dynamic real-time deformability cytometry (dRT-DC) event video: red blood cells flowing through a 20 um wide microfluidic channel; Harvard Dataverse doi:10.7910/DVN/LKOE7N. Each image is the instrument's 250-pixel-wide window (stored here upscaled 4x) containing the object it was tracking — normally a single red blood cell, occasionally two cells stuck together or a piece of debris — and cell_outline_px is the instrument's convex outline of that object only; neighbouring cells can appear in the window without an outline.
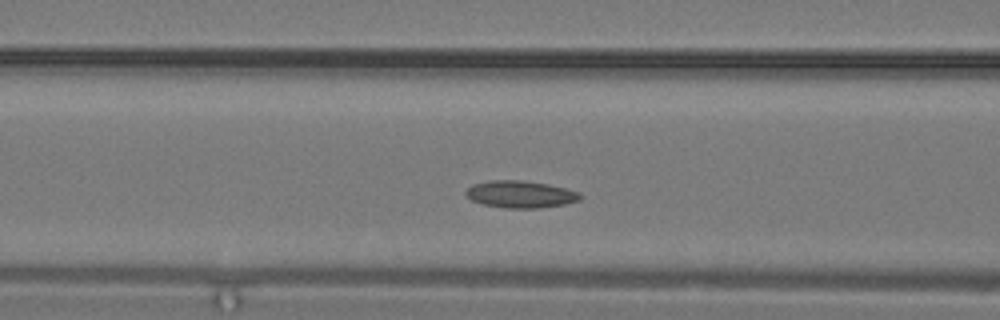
{"species": "common noctule bat (a hibernating species)", "species_latin": "Nyctalus noctula", "temperature_condition": "warm", "stored_images_in_passage": 6, "camera_frame_rate_fps": 3000, "um_per_image_px": 0.085, "animal": {"sex": "male", "body_mass_g": 19.2, "forearm_length_mm": 51.8}, "frame": {"image": 1, "passage_image": 6, "time_ms": 1.667, "image_size_px": [1000, 320], "cell_outline_px": [[584, 196], [580, 200], [564, 204], [540, 208], [508, 208], [484, 204], [472, 200], [464, 192], [472, 184], [488, 180], [520, 180], [548, 184], [580, 192]], "centroid_in_image_um": [44.26, 16.51], "position_along_channel_um": 122.3, "area_um2": 18.03}}